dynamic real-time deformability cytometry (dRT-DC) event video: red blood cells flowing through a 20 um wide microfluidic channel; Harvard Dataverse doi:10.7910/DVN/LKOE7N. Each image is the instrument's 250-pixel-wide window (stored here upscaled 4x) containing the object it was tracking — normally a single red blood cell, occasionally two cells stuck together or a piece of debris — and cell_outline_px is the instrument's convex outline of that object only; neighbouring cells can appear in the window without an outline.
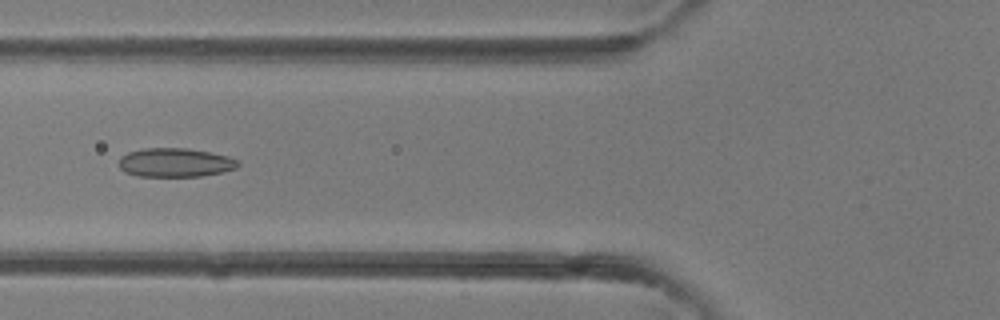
{"species": "common noctule bat (a hibernating species)", "species_latin": "Nyctalus noctula", "temperature_condition": "room temperature", "stored_images_in_passage": 32, "camera_frame_rate_fps": 3000, "um_per_image_px": 0.085, "animal": {"sex": "female"}, "frame": {"image": 1, "passage_image": 8, "time_ms": 2.333, "image_size_px": [1000, 320], "cell_outline_px": [[240, 164], [236, 168], [224, 172], [200, 176], [136, 176], [124, 172], [120, 168], [120, 156], [128, 152], [144, 148], [188, 148], [228, 156], [240, 160]], "centroid_in_image_um": [14.91, 13.82], "position_along_channel_um": 110.9, "area_um2": 20.17}}
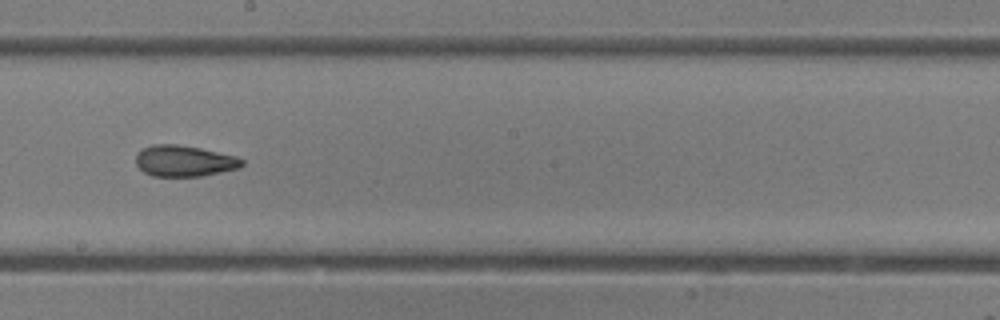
{"frame": {"image": 2, "passage_image": 15, "time_ms": 4.667, "image_size_px": [1000, 320], "cell_outline_px": [[244, 164], [240, 168], [200, 176], [152, 176], [144, 172], [136, 164], [136, 156], [144, 148], [152, 144], [176, 144], [200, 148], [236, 156], [244, 160]], "centroid_in_image_um": [15.68, 13.68], "position_along_channel_um": 232.5, "area_um2": 19.13}}
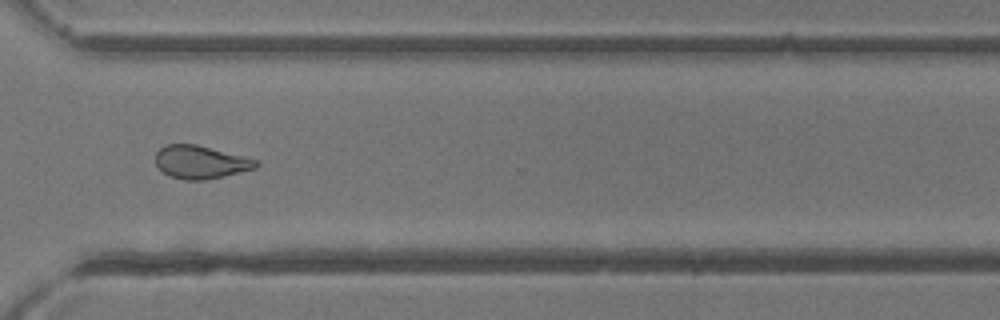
{"frame": {"image": 3, "passage_image": 22, "time_ms": 7.0, "image_size_px": [1000, 320], "cell_outline_px": [[260, 164], [256, 168], [224, 176], [204, 180], [184, 180], [168, 176], [156, 164], [156, 152], [160, 148], [168, 144], [196, 144], [260, 160]], "centroid_in_image_um": [17.08, 13.78], "position_along_channel_um": 353.5, "area_um2": 19.42}}